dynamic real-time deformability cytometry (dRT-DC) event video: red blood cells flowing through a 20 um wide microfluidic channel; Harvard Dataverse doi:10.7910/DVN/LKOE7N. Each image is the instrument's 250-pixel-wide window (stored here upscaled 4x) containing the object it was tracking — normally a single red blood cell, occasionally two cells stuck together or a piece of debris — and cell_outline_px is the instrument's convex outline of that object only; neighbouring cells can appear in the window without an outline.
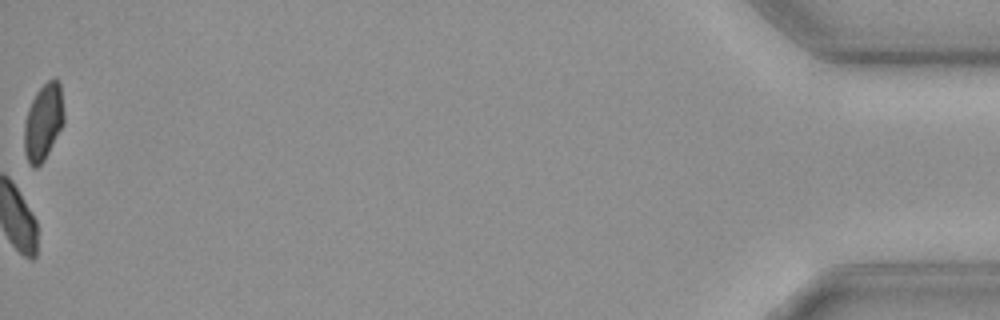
{"species": "common noctule bat (a hibernating species)", "species_latin": "Nyctalus noctula", "temperature_condition": "cold", "stored_images_in_passage": 42, "camera_frame_rate_fps": 3000, "um_per_image_px": 0.085, "animal": {"sex": "female", "body_mass_g": 19.3, "forearm_length_mm": 54.1}, "frame": {"image": 1, "passage_image": 42, "time_ms": 13.667, "image_size_px": [1000, 320], "cell_outline_px": [[64, 124], [44, 160], [36, 168], [28, 160], [24, 152], [24, 120], [28, 108], [36, 92], [48, 80], [60, 80], [64, 112]], "centroid_in_image_um": [3.69, 10.35], "position_along_channel_um": 431.5, "area_um2": 17.74}}